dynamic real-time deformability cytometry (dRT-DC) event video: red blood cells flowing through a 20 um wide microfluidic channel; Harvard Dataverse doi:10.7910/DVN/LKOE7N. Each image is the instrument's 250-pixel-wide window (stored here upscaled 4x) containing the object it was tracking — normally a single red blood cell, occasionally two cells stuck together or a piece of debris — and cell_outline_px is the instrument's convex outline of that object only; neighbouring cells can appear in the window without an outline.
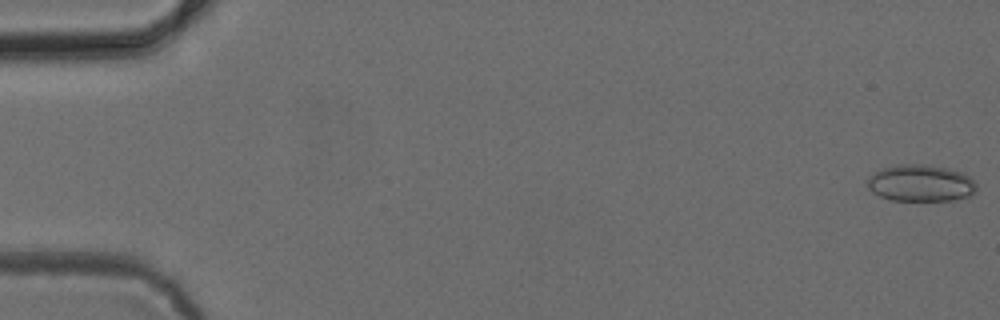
{"species": "common noctule bat (a hibernating species)", "species_latin": "Nyctalus noctula", "temperature_condition": "cold", "stored_images_in_passage": 52, "camera_frame_rate_fps": 3000, "um_per_image_px": 0.085, "animal": {"sex": "female", "body_mass_g": 24.6, "forearm_length_mm": 56.2}, "frame": {"image": 1, "passage_image": 1, "time_ms": 0.0, "image_size_px": [1000, 320], "cell_outline_px": [[976, 188], [968, 196], [952, 200], [892, 200], [880, 196], [872, 192], [868, 188], [868, 176], [884, 168], [900, 164], [924, 164], [948, 168], [964, 172], [976, 184]], "centroid_in_image_um": [78.25, 15.56], "position_along_channel_um": 6.8, "area_um2": 23.18}}
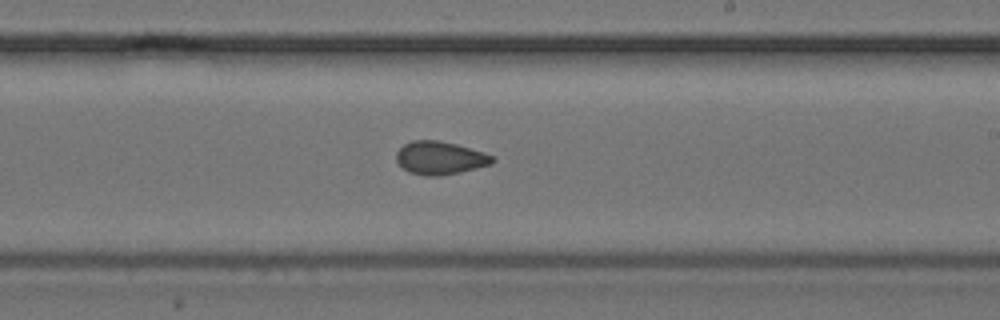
{"frame": {"image": 2, "passage_image": 31, "time_ms": 10.0, "image_size_px": [1000, 320], "cell_outline_px": [[496, 160], [492, 164], [460, 172], [440, 176], [424, 176], [408, 172], [396, 160], [396, 152], [404, 144], [412, 140], [440, 140], [456, 144], [484, 152], [492, 156]], "centroid_in_image_um": [37.4, 13.42], "position_along_channel_um": 251.6, "area_um2": 18.61}}
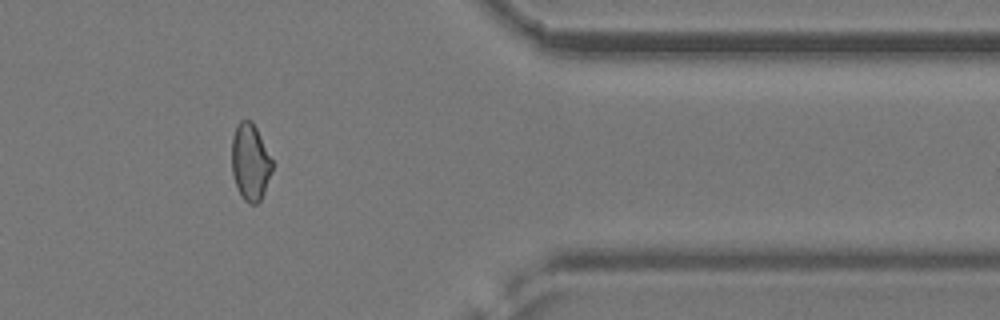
{"frame": {"image": 3, "passage_image": 43, "time_ms": 14.0, "image_size_px": [1000, 320], "cell_outline_px": [[272, 172], [264, 192], [260, 200], [256, 204], [248, 204], [240, 196], [232, 172], [232, 136], [236, 124], [240, 120], [252, 120], [272, 160]], "centroid_in_image_um": [21.26, 13.78], "position_along_channel_um": 390.1, "area_um2": 18.09}}